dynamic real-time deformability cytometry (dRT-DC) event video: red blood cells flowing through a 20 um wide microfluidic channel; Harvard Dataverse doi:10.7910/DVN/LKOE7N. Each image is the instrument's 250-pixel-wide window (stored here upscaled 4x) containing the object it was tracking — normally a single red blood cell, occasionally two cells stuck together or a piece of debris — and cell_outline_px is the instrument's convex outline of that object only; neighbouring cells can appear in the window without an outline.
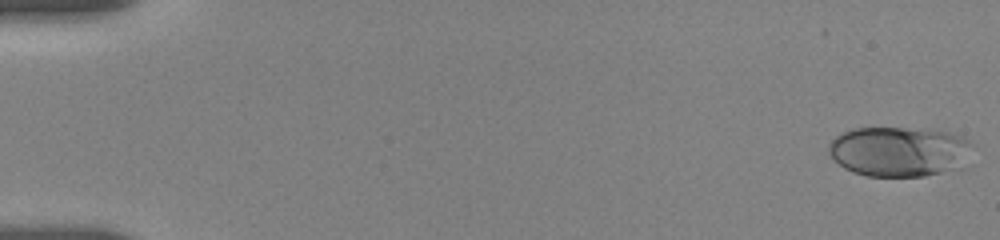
{"species": "human", "species_latin": "Homo sapiens", "temperature_condition": "room temperature", "stored_images_in_passage": 9, "camera_frame_rate_fps": 3000, "um_per_image_px": 0.085, "donor": {"sex": "female"}, "frame": {"image": 1, "passage_image": 1, "time_ms": 0.0, "image_size_px": [1000, 240], "cell_outline_px": [[968, 144], [940, 172], [924, 176], [868, 176], [852, 172], [844, 168], [828, 152], [828, 144], [836, 136], [852, 128], [924, 128], [944, 132], [968, 140]], "centroid_in_image_um": [76.11, 12.84], "position_along_channel_um": 8.9, "area_um2": 39.42}}